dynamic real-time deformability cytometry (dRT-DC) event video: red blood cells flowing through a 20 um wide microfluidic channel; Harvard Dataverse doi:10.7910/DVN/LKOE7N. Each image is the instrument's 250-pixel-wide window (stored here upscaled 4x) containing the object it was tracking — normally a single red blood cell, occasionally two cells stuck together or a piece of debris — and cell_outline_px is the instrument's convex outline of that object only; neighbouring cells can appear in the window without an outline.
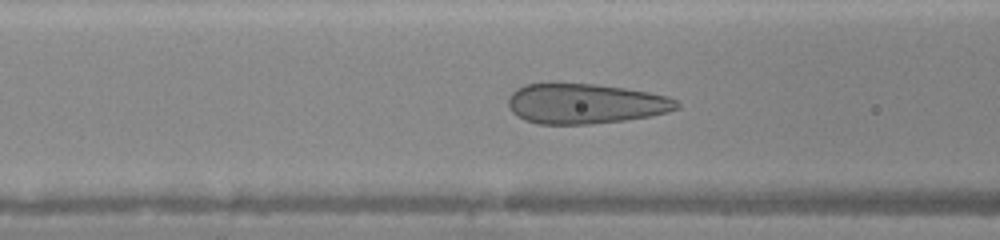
{"species": "human", "species_latin": "Homo sapiens", "temperature_condition": "warm", "stored_images_in_passage": 46, "camera_frame_rate_fps": 3000, "um_per_image_px": 0.085, "donor": {"sex": "female"}, "frame": {"image": 1, "passage_image": 19, "time_ms": 6.0, "image_size_px": [1000, 240], "cell_outline_px": [[680, 108], [668, 112], [652, 116], [624, 120], [592, 124], [540, 124], [524, 120], [516, 116], [508, 108], [508, 96], [516, 88], [524, 84], [596, 84], [624, 88], [648, 92], [668, 96], [676, 100], [680, 104]], "centroid_in_image_um": [49.74, 8.82], "position_along_channel_um": 116.9, "area_um2": 39.59}}
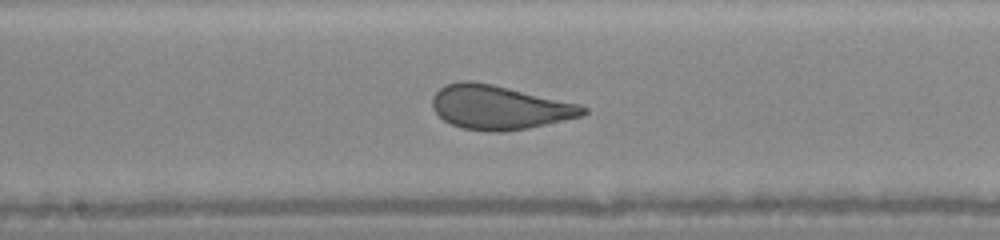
{"frame": {"image": 2, "passage_image": 25, "time_ms": 8.0, "image_size_px": [1000, 240], "cell_outline_px": [[588, 112], [584, 116], [528, 128], [500, 132], [492, 132], [464, 128], [452, 124], [444, 120], [432, 108], [432, 96], [444, 84], [460, 80], [472, 80], [492, 84], [580, 104], [588, 108]], "centroid_in_image_um": [42.45, 9.11], "position_along_channel_um": 205.8, "area_um2": 38.78}}
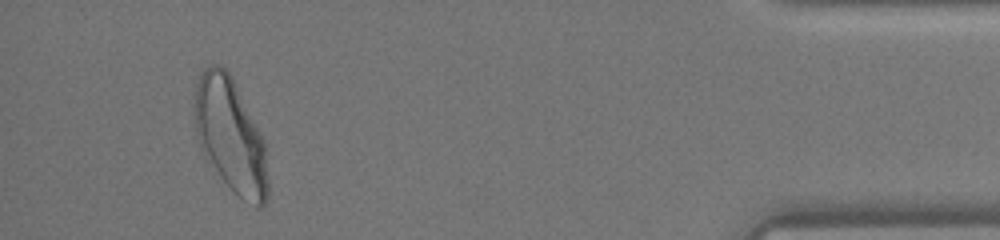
{"frame": {"image": 3, "passage_image": 43, "time_ms": 14.0, "image_size_px": [1000, 240], "cell_outline_px": [[268, 196], [264, 204], [260, 208], [256, 208], [232, 192], [220, 176], [200, 148], [196, 136], [192, 112], [192, 104], [196, 84], [200, 72], [204, 68], [212, 64], [220, 64], [232, 76], [264, 140], [268, 180]], "centroid_in_image_um": [19.56, 11.49], "position_along_channel_um": 415.6, "area_um2": 49.3}}